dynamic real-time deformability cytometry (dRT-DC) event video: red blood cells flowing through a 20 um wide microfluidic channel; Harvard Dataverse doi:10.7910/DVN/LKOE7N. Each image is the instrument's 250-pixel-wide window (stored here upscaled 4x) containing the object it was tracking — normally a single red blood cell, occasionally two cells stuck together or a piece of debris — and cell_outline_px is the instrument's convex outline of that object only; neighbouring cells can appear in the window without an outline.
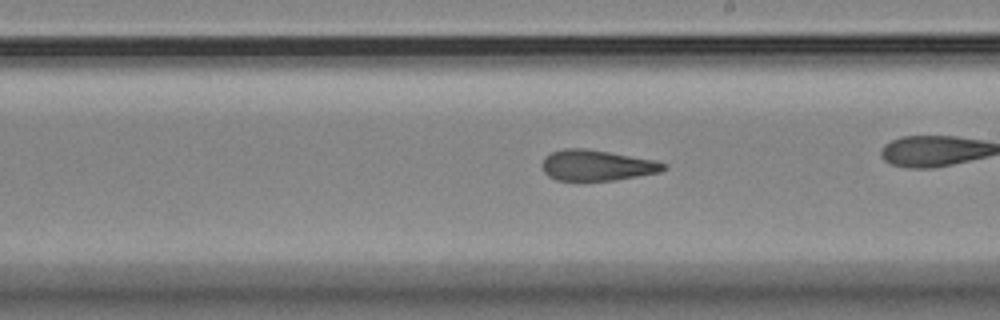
{"species": "Egyptian fruit bat (a non-hibernating species)", "species_latin": "Rousettus aegyptiacus", "temperature_condition": "room temperature", "stored_images_in_passage": 28, "camera_frame_rate_fps": 3000, "um_per_image_px": 0.085, "animal": {"sex": "female"}, "frame": {"image": 1, "passage_image": 16, "time_ms": 5.0, "image_size_px": [1000, 320], "cell_outline_px": [[668, 168], [660, 172], [616, 180], [556, 180], [548, 176], [544, 172], [540, 164], [544, 156], [552, 152], [564, 148], [588, 148], [656, 160], [668, 164]], "centroid_in_image_um": [50.73, 14.04], "position_along_channel_um": 238.3, "area_um2": 22.08}}